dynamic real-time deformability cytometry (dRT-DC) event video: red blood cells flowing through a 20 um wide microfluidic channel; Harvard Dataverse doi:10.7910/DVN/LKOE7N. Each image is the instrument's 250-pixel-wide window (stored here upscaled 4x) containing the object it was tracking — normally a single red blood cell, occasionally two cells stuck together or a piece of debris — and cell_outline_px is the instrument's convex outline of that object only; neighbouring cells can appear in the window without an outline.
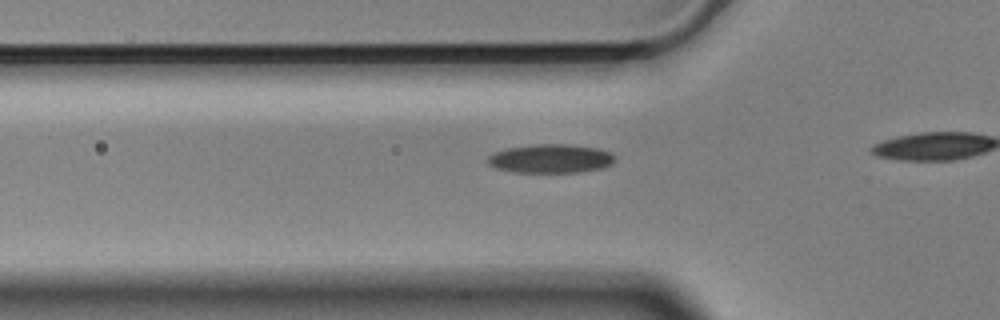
{"species": "Egyptian fruit bat (a non-hibernating species)", "species_latin": "Rousettus aegyptiacus", "temperature_condition": "cold", "stored_images_in_passage": 20, "camera_frame_rate_fps": 3000, "um_per_image_px": 0.085, "animal": {"sex": "male"}, "frame": {"image": 1, "passage_image": 15, "time_ms": 4.667, "image_size_px": [1000, 320], "cell_outline_px": [[616, 160], [612, 164], [604, 168], [580, 172], [512, 172], [496, 168], [488, 164], [488, 156], [496, 152], [508, 148], [536, 144], [568, 144], [596, 148], [612, 152], [616, 156]], "centroid_in_image_um": [46.87, 13.48], "position_along_channel_um": 78.9, "area_um2": 21.44}}